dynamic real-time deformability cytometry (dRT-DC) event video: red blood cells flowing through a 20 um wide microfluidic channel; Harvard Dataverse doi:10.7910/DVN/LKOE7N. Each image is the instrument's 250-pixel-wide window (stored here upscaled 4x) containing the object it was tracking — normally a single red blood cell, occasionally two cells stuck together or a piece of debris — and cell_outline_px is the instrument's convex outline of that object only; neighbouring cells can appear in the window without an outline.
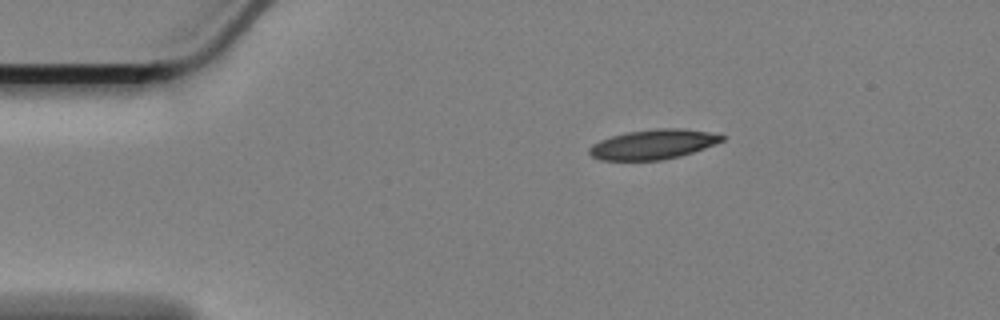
{"species": "Egyptian fruit bat (a non-hibernating species)", "species_latin": "Rousettus aegyptiacus", "temperature_condition": "cold", "stored_images_in_passage": 49, "camera_frame_rate_fps": 3000, "um_per_image_px": 0.085, "animal": {"sex": "female"}, "frame": {"image": 1, "passage_image": 1, "time_ms": 0.0, "image_size_px": [1000, 320], "cell_outline_px": [[724, 140], [716, 144], [680, 156], [660, 160], [600, 160], [592, 156], [588, 152], [588, 148], [592, 144], [600, 140], [612, 136], [628, 132], [656, 128], [684, 128], [708, 132], [724, 136]], "centroid_in_image_um": [55.5, 12.27], "position_along_channel_um": 29.5, "area_um2": 22.89}}
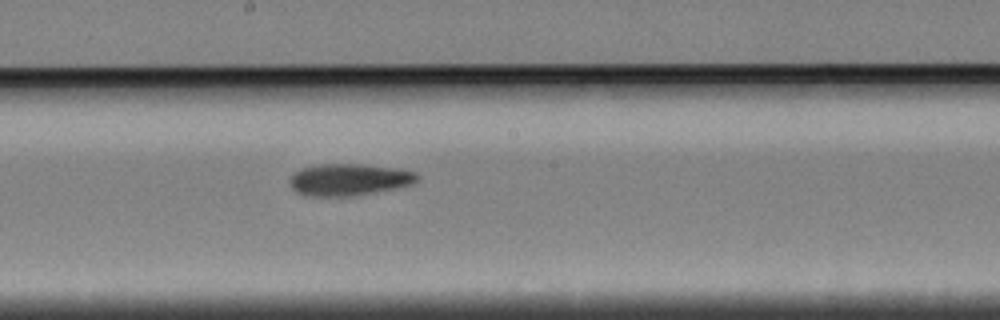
{"frame": {"image": 2, "passage_image": 22, "time_ms": 7.0, "image_size_px": [1000, 320], "cell_outline_px": [[420, 180], [412, 184], [352, 196], [304, 196], [296, 192], [288, 184], [288, 180], [300, 168], [320, 164], [364, 164], [400, 168], [416, 172], [420, 176]], "centroid_in_image_um": [29.66, 15.26], "position_along_channel_um": 218.5, "area_um2": 23.87}}
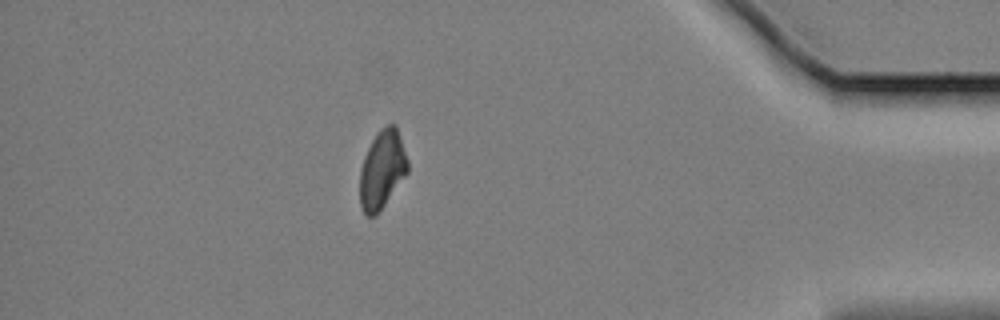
{"frame": {"image": 3, "passage_image": 42, "time_ms": 13.667, "image_size_px": [1000, 320], "cell_outline_px": [[408, 172], [376, 216], [368, 216], [364, 212], [360, 204], [360, 168], [364, 156], [376, 132], [380, 128], [388, 124], [396, 124], [408, 160]], "centroid_in_image_um": [32.48, 14.39], "position_along_channel_um": 402.7, "area_um2": 21.85}}